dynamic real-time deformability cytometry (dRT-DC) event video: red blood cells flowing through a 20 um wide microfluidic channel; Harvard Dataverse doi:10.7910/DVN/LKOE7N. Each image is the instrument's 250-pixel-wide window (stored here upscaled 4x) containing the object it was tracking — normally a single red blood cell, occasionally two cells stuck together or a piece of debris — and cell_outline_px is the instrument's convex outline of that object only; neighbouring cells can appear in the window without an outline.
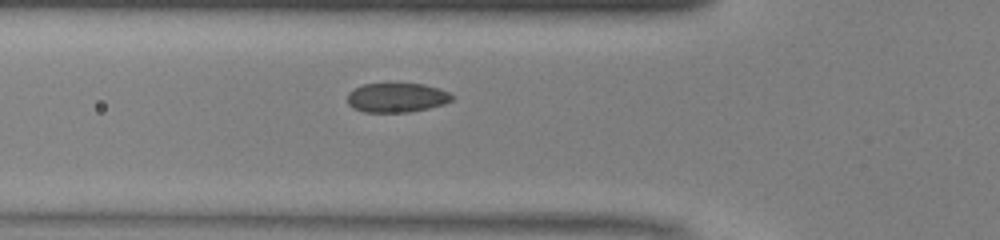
{"species": "common noctule bat (a hibernating species)", "species_latin": "Nyctalus noctula", "temperature_condition": "warm", "stored_images_in_passage": 25, "camera_frame_rate_fps": 3000, "um_per_image_px": 0.085, "animal": {"sex": "male", "body_mass_g": 13.0, "forearm_length_mm": 53.1}, "frame": {"image": 1, "passage_image": 2, "time_ms": 0.333, "image_size_px": [1000, 240], "cell_outline_px": [[452, 100], [444, 104], [428, 108], [408, 112], [364, 112], [352, 108], [348, 104], [348, 92], [364, 84], [424, 84], [440, 88], [448, 92], [452, 96]], "centroid_in_image_um": [33.72, 8.3], "position_along_channel_um": 92.1, "area_um2": 17.8}}
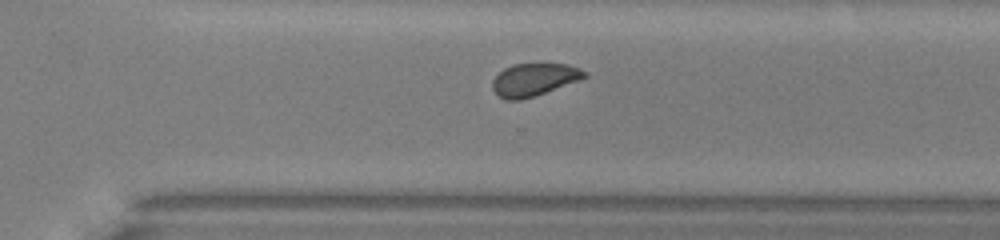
{"frame": {"image": 2, "passage_image": 19, "time_ms": 6.0, "image_size_px": [1000, 240], "cell_outline_px": [[588, 76], [580, 80], [520, 100], [508, 100], [500, 96], [492, 88], [492, 80], [504, 68], [512, 64], [568, 64], [580, 68], [588, 72]], "centroid_in_image_um": [45.42, 6.75], "position_along_channel_um": 325.2, "area_um2": 17.28}}
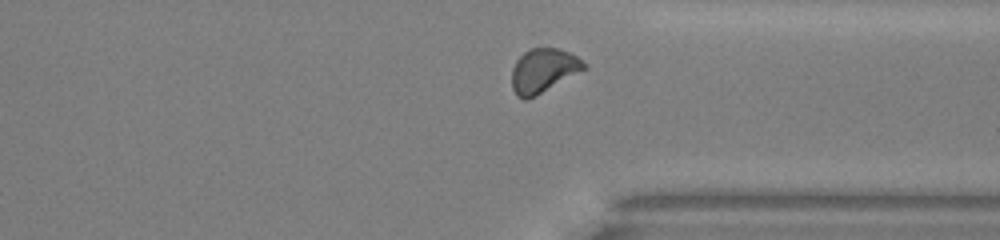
{"frame": {"image": 3, "passage_image": 22, "time_ms": 7.0, "image_size_px": [1000, 240], "cell_outline_px": [[588, 68], [536, 96], [528, 100], [524, 100], [516, 96], [512, 88], [512, 68], [516, 60], [524, 52], [532, 48], [556, 48], [568, 52], [576, 56], [588, 64]], "centroid_in_image_um": [46.19, 6.02], "position_along_channel_um": 365.2, "area_um2": 18.73}}